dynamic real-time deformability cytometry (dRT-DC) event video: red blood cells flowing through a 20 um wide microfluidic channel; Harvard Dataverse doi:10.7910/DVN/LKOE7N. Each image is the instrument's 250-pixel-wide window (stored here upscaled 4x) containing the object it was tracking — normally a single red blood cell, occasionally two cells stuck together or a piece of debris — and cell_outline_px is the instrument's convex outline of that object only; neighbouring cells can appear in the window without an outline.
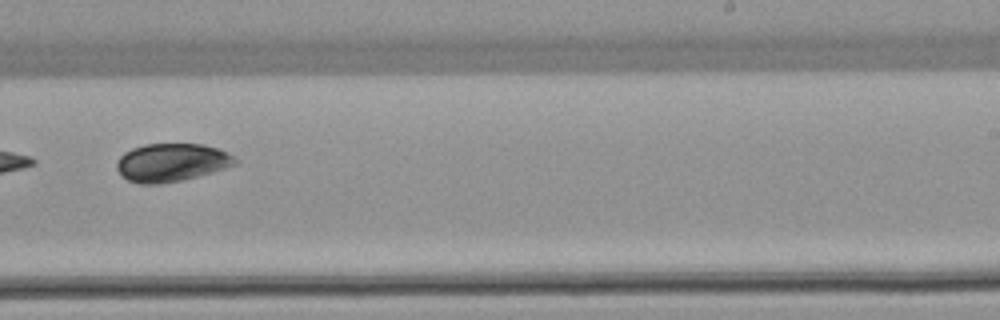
{"species": "common noctule bat (a hibernating species)", "species_latin": "Nyctalus noctula", "temperature_condition": "warm", "stored_images_in_passage": 11, "camera_frame_rate_fps": 3000, "um_per_image_px": 0.085, "animal": {"sex": "female", "body_mass_g": 22.7, "forearm_length_mm": 54.2}, "frame": {"image": 1, "passage_image": 7, "time_ms": 8.0, "image_size_px": [1000, 320], "cell_outline_px": [[240, 160], [236, 164], [212, 172], [180, 180], [160, 184], [140, 184], [128, 180], [120, 176], [116, 168], [116, 164], [120, 156], [124, 152], [132, 148], [144, 144], [204, 144], [228, 152]], "centroid_in_image_um": [14.56, 13.81], "position_along_channel_um": 274.4, "area_um2": 26.41}}
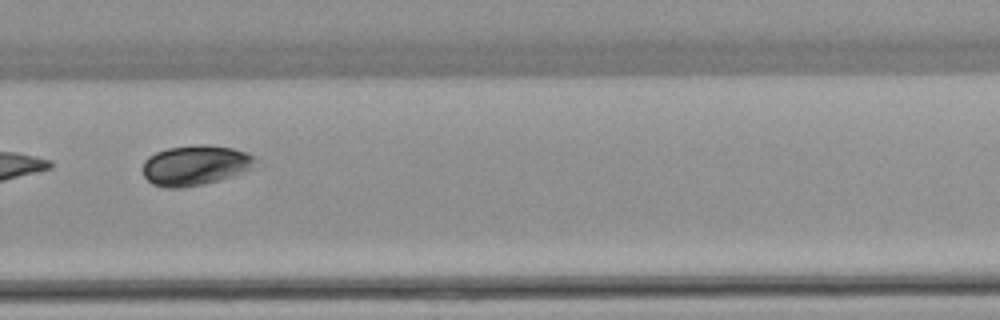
{"frame": {"image": 2, "passage_image": 8, "time_ms": 9.0, "image_size_px": [1000, 320], "cell_outline_px": [[264, 164], [232, 176], [220, 180], [204, 184], [180, 188], [164, 188], [152, 184], [144, 176], [140, 168], [144, 160], [148, 156], [156, 152], [168, 148], [232, 148], [244, 152], [260, 160]], "centroid_in_image_um": [16.6, 14.12], "position_along_channel_um": 313.2, "area_um2": 25.89}}